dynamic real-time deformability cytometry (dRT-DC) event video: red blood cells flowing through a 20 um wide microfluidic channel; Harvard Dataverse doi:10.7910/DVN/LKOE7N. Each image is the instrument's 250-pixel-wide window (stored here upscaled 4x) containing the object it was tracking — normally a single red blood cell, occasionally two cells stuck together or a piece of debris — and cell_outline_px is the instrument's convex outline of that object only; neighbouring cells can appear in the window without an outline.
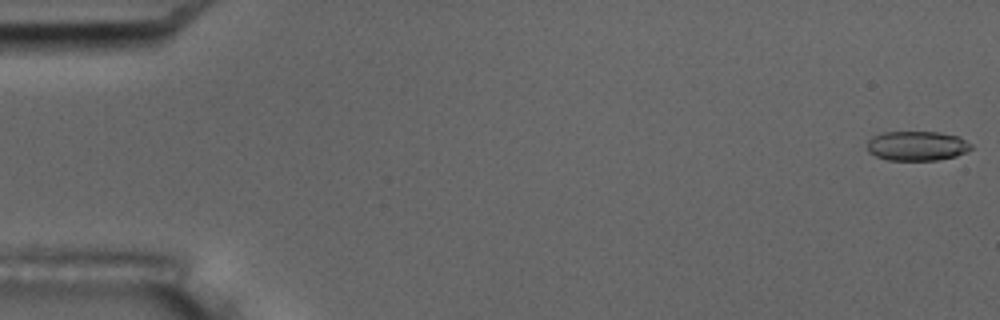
{"species": "common noctule bat (a hibernating species)", "species_latin": "Nyctalus noctula", "temperature_condition": "room temperature", "stored_images_in_passage": 7, "camera_frame_rate_fps": 3000, "um_per_image_px": 0.085, "animal": {"sex": "male", "body_mass_g": 17.5, "forearm_length_mm": 52.3}, "frame": {"image": 1, "passage_image": 1, "time_ms": 0.0, "image_size_px": [1000, 320], "cell_outline_px": [[972, 148], [968, 152], [956, 156], [936, 160], [888, 160], [876, 156], [868, 152], [868, 140], [872, 136], [884, 132], [940, 132], [960, 136], [972, 144]], "centroid_in_image_um": [77.98, 12.39], "position_along_channel_um": 7.0, "area_um2": 18.09}}